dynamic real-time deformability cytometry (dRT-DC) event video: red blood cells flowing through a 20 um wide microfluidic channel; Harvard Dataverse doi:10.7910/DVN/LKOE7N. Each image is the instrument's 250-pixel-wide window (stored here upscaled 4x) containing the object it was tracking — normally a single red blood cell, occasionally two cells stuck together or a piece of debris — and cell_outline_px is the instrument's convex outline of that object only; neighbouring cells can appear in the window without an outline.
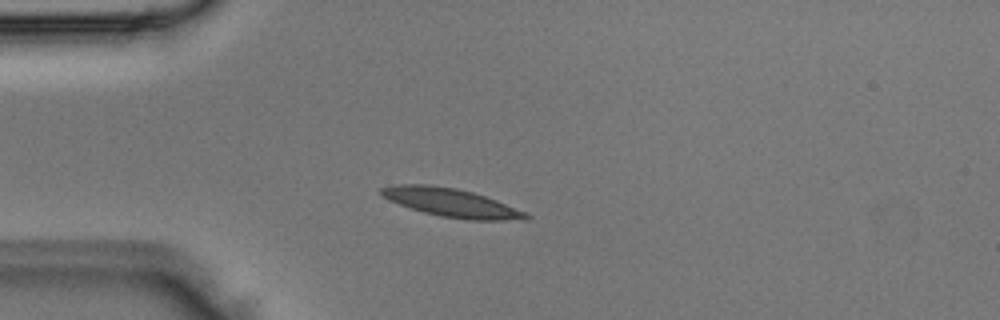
{"species": "Egyptian fruit bat (a non-hibernating species)", "species_latin": "Rousettus aegyptiacus", "temperature_condition": "room temperature", "stored_images_in_passage": 3, "camera_frame_rate_fps": 3000, "um_per_image_px": 0.085, "animal": {"sex": "male"}, "frame": {"image": 1, "passage_image": 3, "time_ms": 0.667, "image_size_px": [1000, 320], "cell_outline_px": [[532, 216], [528, 220], [468, 220], [440, 216], [424, 212], [388, 200], [380, 192], [380, 188], [396, 184], [432, 184], [456, 188], [472, 192], [496, 200], [528, 212]], "centroid_in_image_um": [38.42, 17.23], "position_along_channel_um": 46.6, "area_um2": 24.04}}